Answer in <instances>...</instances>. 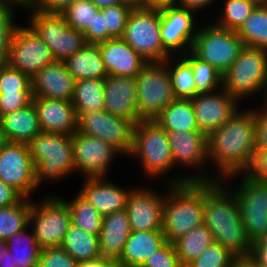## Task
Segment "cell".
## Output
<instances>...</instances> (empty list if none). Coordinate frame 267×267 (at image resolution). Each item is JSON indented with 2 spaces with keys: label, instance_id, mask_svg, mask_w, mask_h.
Listing matches in <instances>:
<instances>
[{
  "label": "cell",
  "instance_id": "cell-1",
  "mask_svg": "<svg viewBox=\"0 0 267 267\" xmlns=\"http://www.w3.org/2000/svg\"><path fill=\"white\" fill-rule=\"evenodd\" d=\"M246 110H238L207 136L208 160L216 166L219 180L229 182L246 173L256 155L255 111Z\"/></svg>",
  "mask_w": 267,
  "mask_h": 267
},
{
  "label": "cell",
  "instance_id": "cell-2",
  "mask_svg": "<svg viewBox=\"0 0 267 267\" xmlns=\"http://www.w3.org/2000/svg\"><path fill=\"white\" fill-rule=\"evenodd\" d=\"M226 184L222 180L204 181L203 224L212 233L214 242L236 257L250 256L252 244L243 225L240 207L236 195Z\"/></svg>",
  "mask_w": 267,
  "mask_h": 267
},
{
  "label": "cell",
  "instance_id": "cell-3",
  "mask_svg": "<svg viewBox=\"0 0 267 267\" xmlns=\"http://www.w3.org/2000/svg\"><path fill=\"white\" fill-rule=\"evenodd\" d=\"M167 187L162 232L166 242L173 243L203 224L204 181L167 184Z\"/></svg>",
  "mask_w": 267,
  "mask_h": 267
},
{
  "label": "cell",
  "instance_id": "cell-4",
  "mask_svg": "<svg viewBox=\"0 0 267 267\" xmlns=\"http://www.w3.org/2000/svg\"><path fill=\"white\" fill-rule=\"evenodd\" d=\"M37 189L43 181L63 180L75 172L72 136L40 132L29 143ZM72 172V173H71Z\"/></svg>",
  "mask_w": 267,
  "mask_h": 267
},
{
  "label": "cell",
  "instance_id": "cell-5",
  "mask_svg": "<svg viewBox=\"0 0 267 267\" xmlns=\"http://www.w3.org/2000/svg\"><path fill=\"white\" fill-rule=\"evenodd\" d=\"M128 156L140 160L143 173L151 180L171 173L174 167L167 132L155 120H141L134 125Z\"/></svg>",
  "mask_w": 267,
  "mask_h": 267
},
{
  "label": "cell",
  "instance_id": "cell-6",
  "mask_svg": "<svg viewBox=\"0 0 267 267\" xmlns=\"http://www.w3.org/2000/svg\"><path fill=\"white\" fill-rule=\"evenodd\" d=\"M222 77V88L239 101L261 94L267 84V50L244 46Z\"/></svg>",
  "mask_w": 267,
  "mask_h": 267
},
{
  "label": "cell",
  "instance_id": "cell-7",
  "mask_svg": "<svg viewBox=\"0 0 267 267\" xmlns=\"http://www.w3.org/2000/svg\"><path fill=\"white\" fill-rule=\"evenodd\" d=\"M160 30V8L134 7L121 38L148 63L164 62L171 55L163 47Z\"/></svg>",
  "mask_w": 267,
  "mask_h": 267
},
{
  "label": "cell",
  "instance_id": "cell-8",
  "mask_svg": "<svg viewBox=\"0 0 267 267\" xmlns=\"http://www.w3.org/2000/svg\"><path fill=\"white\" fill-rule=\"evenodd\" d=\"M135 79L139 117L154 120L175 100L166 60L147 63Z\"/></svg>",
  "mask_w": 267,
  "mask_h": 267
},
{
  "label": "cell",
  "instance_id": "cell-9",
  "mask_svg": "<svg viewBox=\"0 0 267 267\" xmlns=\"http://www.w3.org/2000/svg\"><path fill=\"white\" fill-rule=\"evenodd\" d=\"M71 224V212L63 198L49 194L39 203L32 201L28 227L41 249L60 247Z\"/></svg>",
  "mask_w": 267,
  "mask_h": 267
},
{
  "label": "cell",
  "instance_id": "cell-10",
  "mask_svg": "<svg viewBox=\"0 0 267 267\" xmlns=\"http://www.w3.org/2000/svg\"><path fill=\"white\" fill-rule=\"evenodd\" d=\"M200 26L190 51L223 75L237 59L244 47L243 42L236 31L219 27L213 22Z\"/></svg>",
  "mask_w": 267,
  "mask_h": 267
},
{
  "label": "cell",
  "instance_id": "cell-11",
  "mask_svg": "<svg viewBox=\"0 0 267 267\" xmlns=\"http://www.w3.org/2000/svg\"><path fill=\"white\" fill-rule=\"evenodd\" d=\"M28 12L29 25L49 46L55 61L64 62L86 46L84 34L67 25L61 14L37 10Z\"/></svg>",
  "mask_w": 267,
  "mask_h": 267
},
{
  "label": "cell",
  "instance_id": "cell-12",
  "mask_svg": "<svg viewBox=\"0 0 267 267\" xmlns=\"http://www.w3.org/2000/svg\"><path fill=\"white\" fill-rule=\"evenodd\" d=\"M169 145L171 149L172 158L175 165L179 166V164L185 168H191L199 170L198 173L189 175H177V177H168L166 176L165 181L167 184H181L187 181H216L219 178L216 175H202L200 172L205 167V162H209L208 160V144H207V135L201 131H183L176 132L170 131L167 132ZM204 166V167H203Z\"/></svg>",
  "mask_w": 267,
  "mask_h": 267
},
{
  "label": "cell",
  "instance_id": "cell-13",
  "mask_svg": "<svg viewBox=\"0 0 267 267\" xmlns=\"http://www.w3.org/2000/svg\"><path fill=\"white\" fill-rule=\"evenodd\" d=\"M241 182L232 191L240 207L243 225L250 243L267 239V183L243 173Z\"/></svg>",
  "mask_w": 267,
  "mask_h": 267
},
{
  "label": "cell",
  "instance_id": "cell-14",
  "mask_svg": "<svg viewBox=\"0 0 267 267\" xmlns=\"http://www.w3.org/2000/svg\"><path fill=\"white\" fill-rule=\"evenodd\" d=\"M55 62L49 46L29 25H17L9 47L8 65L31 79L45 66Z\"/></svg>",
  "mask_w": 267,
  "mask_h": 267
},
{
  "label": "cell",
  "instance_id": "cell-15",
  "mask_svg": "<svg viewBox=\"0 0 267 267\" xmlns=\"http://www.w3.org/2000/svg\"><path fill=\"white\" fill-rule=\"evenodd\" d=\"M77 131L112 144L126 157L132 149L134 124L105 110L77 114Z\"/></svg>",
  "mask_w": 267,
  "mask_h": 267
},
{
  "label": "cell",
  "instance_id": "cell-16",
  "mask_svg": "<svg viewBox=\"0 0 267 267\" xmlns=\"http://www.w3.org/2000/svg\"><path fill=\"white\" fill-rule=\"evenodd\" d=\"M0 180L30 199L36 192L35 166L28 144L8 142L0 149Z\"/></svg>",
  "mask_w": 267,
  "mask_h": 267
},
{
  "label": "cell",
  "instance_id": "cell-17",
  "mask_svg": "<svg viewBox=\"0 0 267 267\" xmlns=\"http://www.w3.org/2000/svg\"><path fill=\"white\" fill-rule=\"evenodd\" d=\"M75 171L84 178L107 177L113 159L122 153L112 144L76 131L72 135Z\"/></svg>",
  "mask_w": 267,
  "mask_h": 267
},
{
  "label": "cell",
  "instance_id": "cell-18",
  "mask_svg": "<svg viewBox=\"0 0 267 267\" xmlns=\"http://www.w3.org/2000/svg\"><path fill=\"white\" fill-rule=\"evenodd\" d=\"M194 14L196 15L195 11L176 3L160 8L161 41L170 55L176 51L183 55L191 50L198 30Z\"/></svg>",
  "mask_w": 267,
  "mask_h": 267
},
{
  "label": "cell",
  "instance_id": "cell-19",
  "mask_svg": "<svg viewBox=\"0 0 267 267\" xmlns=\"http://www.w3.org/2000/svg\"><path fill=\"white\" fill-rule=\"evenodd\" d=\"M199 131L207 136L224 125L238 110L239 100L223 88L191 99Z\"/></svg>",
  "mask_w": 267,
  "mask_h": 267
},
{
  "label": "cell",
  "instance_id": "cell-20",
  "mask_svg": "<svg viewBox=\"0 0 267 267\" xmlns=\"http://www.w3.org/2000/svg\"><path fill=\"white\" fill-rule=\"evenodd\" d=\"M164 198L151 187L133 188L126 204L131 231L162 230Z\"/></svg>",
  "mask_w": 267,
  "mask_h": 267
},
{
  "label": "cell",
  "instance_id": "cell-21",
  "mask_svg": "<svg viewBox=\"0 0 267 267\" xmlns=\"http://www.w3.org/2000/svg\"><path fill=\"white\" fill-rule=\"evenodd\" d=\"M104 110L136 125L141 121L137 107L136 79L108 75L104 79Z\"/></svg>",
  "mask_w": 267,
  "mask_h": 267
},
{
  "label": "cell",
  "instance_id": "cell-22",
  "mask_svg": "<svg viewBox=\"0 0 267 267\" xmlns=\"http://www.w3.org/2000/svg\"><path fill=\"white\" fill-rule=\"evenodd\" d=\"M41 132L72 136L77 131L78 116L71 101L33 97Z\"/></svg>",
  "mask_w": 267,
  "mask_h": 267
},
{
  "label": "cell",
  "instance_id": "cell-23",
  "mask_svg": "<svg viewBox=\"0 0 267 267\" xmlns=\"http://www.w3.org/2000/svg\"><path fill=\"white\" fill-rule=\"evenodd\" d=\"M75 81L65 63L55 61L43 67L32 78V95L33 97L72 101Z\"/></svg>",
  "mask_w": 267,
  "mask_h": 267
},
{
  "label": "cell",
  "instance_id": "cell-24",
  "mask_svg": "<svg viewBox=\"0 0 267 267\" xmlns=\"http://www.w3.org/2000/svg\"><path fill=\"white\" fill-rule=\"evenodd\" d=\"M98 45L108 75L135 78L148 63L122 38L109 39Z\"/></svg>",
  "mask_w": 267,
  "mask_h": 267
},
{
  "label": "cell",
  "instance_id": "cell-25",
  "mask_svg": "<svg viewBox=\"0 0 267 267\" xmlns=\"http://www.w3.org/2000/svg\"><path fill=\"white\" fill-rule=\"evenodd\" d=\"M84 185L79 194L84 197L96 210L106 216L120 210H126L127 198L131 188H122L105 177L84 178Z\"/></svg>",
  "mask_w": 267,
  "mask_h": 267
},
{
  "label": "cell",
  "instance_id": "cell-26",
  "mask_svg": "<svg viewBox=\"0 0 267 267\" xmlns=\"http://www.w3.org/2000/svg\"><path fill=\"white\" fill-rule=\"evenodd\" d=\"M131 234L126 210L110 213L102 218L99 246L101 256L117 259Z\"/></svg>",
  "mask_w": 267,
  "mask_h": 267
},
{
  "label": "cell",
  "instance_id": "cell-27",
  "mask_svg": "<svg viewBox=\"0 0 267 267\" xmlns=\"http://www.w3.org/2000/svg\"><path fill=\"white\" fill-rule=\"evenodd\" d=\"M165 243L162 230L131 231L117 260L124 267H141Z\"/></svg>",
  "mask_w": 267,
  "mask_h": 267
},
{
  "label": "cell",
  "instance_id": "cell-28",
  "mask_svg": "<svg viewBox=\"0 0 267 267\" xmlns=\"http://www.w3.org/2000/svg\"><path fill=\"white\" fill-rule=\"evenodd\" d=\"M8 142L28 144L41 132L34 103L0 118Z\"/></svg>",
  "mask_w": 267,
  "mask_h": 267
},
{
  "label": "cell",
  "instance_id": "cell-29",
  "mask_svg": "<svg viewBox=\"0 0 267 267\" xmlns=\"http://www.w3.org/2000/svg\"><path fill=\"white\" fill-rule=\"evenodd\" d=\"M64 63L76 81L105 79L108 76L98 44H86L79 52L67 58Z\"/></svg>",
  "mask_w": 267,
  "mask_h": 267
},
{
  "label": "cell",
  "instance_id": "cell-30",
  "mask_svg": "<svg viewBox=\"0 0 267 267\" xmlns=\"http://www.w3.org/2000/svg\"><path fill=\"white\" fill-rule=\"evenodd\" d=\"M154 120L166 132L199 131L191 100H173Z\"/></svg>",
  "mask_w": 267,
  "mask_h": 267
},
{
  "label": "cell",
  "instance_id": "cell-31",
  "mask_svg": "<svg viewBox=\"0 0 267 267\" xmlns=\"http://www.w3.org/2000/svg\"><path fill=\"white\" fill-rule=\"evenodd\" d=\"M60 247L69 253L77 263L101 257L98 235L90 234L73 224L64 235Z\"/></svg>",
  "mask_w": 267,
  "mask_h": 267
},
{
  "label": "cell",
  "instance_id": "cell-32",
  "mask_svg": "<svg viewBox=\"0 0 267 267\" xmlns=\"http://www.w3.org/2000/svg\"><path fill=\"white\" fill-rule=\"evenodd\" d=\"M24 230L15 233L6 240L7 249L12 254L15 267H38L41 248L32 231Z\"/></svg>",
  "mask_w": 267,
  "mask_h": 267
},
{
  "label": "cell",
  "instance_id": "cell-33",
  "mask_svg": "<svg viewBox=\"0 0 267 267\" xmlns=\"http://www.w3.org/2000/svg\"><path fill=\"white\" fill-rule=\"evenodd\" d=\"M71 102L77 114L104 110V79L75 81Z\"/></svg>",
  "mask_w": 267,
  "mask_h": 267
},
{
  "label": "cell",
  "instance_id": "cell-34",
  "mask_svg": "<svg viewBox=\"0 0 267 267\" xmlns=\"http://www.w3.org/2000/svg\"><path fill=\"white\" fill-rule=\"evenodd\" d=\"M174 57L179 56L174 54L166 59L174 97L175 99L191 100L196 96V84L191 64L183 55L177 60H173Z\"/></svg>",
  "mask_w": 267,
  "mask_h": 267
},
{
  "label": "cell",
  "instance_id": "cell-35",
  "mask_svg": "<svg viewBox=\"0 0 267 267\" xmlns=\"http://www.w3.org/2000/svg\"><path fill=\"white\" fill-rule=\"evenodd\" d=\"M213 241L212 233L202 224L177 239L173 245L181 264L186 267L191 261L199 257Z\"/></svg>",
  "mask_w": 267,
  "mask_h": 267
},
{
  "label": "cell",
  "instance_id": "cell-36",
  "mask_svg": "<svg viewBox=\"0 0 267 267\" xmlns=\"http://www.w3.org/2000/svg\"><path fill=\"white\" fill-rule=\"evenodd\" d=\"M237 34L244 46L267 50V6H256Z\"/></svg>",
  "mask_w": 267,
  "mask_h": 267
},
{
  "label": "cell",
  "instance_id": "cell-37",
  "mask_svg": "<svg viewBox=\"0 0 267 267\" xmlns=\"http://www.w3.org/2000/svg\"><path fill=\"white\" fill-rule=\"evenodd\" d=\"M70 212L71 222L74 226L82 228L84 231L99 236L102 226L103 216L79 193L73 200H63Z\"/></svg>",
  "mask_w": 267,
  "mask_h": 267
},
{
  "label": "cell",
  "instance_id": "cell-38",
  "mask_svg": "<svg viewBox=\"0 0 267 267\" xmlns=\"http://www.w3.org/2000/svg\"><path fill=\"white\" fill-rule=\"evenodd\" d=\"M31 208L32 201L28 198L15 205L0 207V239L7 240L28 227Z\"/></svg>",
  "mask_w": 267,
  "mask_h": 267
},
{
  "label": "cell",
  "instance_id": "cell-39",
  "mask_svg": "<svg viewBox=\"0 0 267 267\" xmlns=\"http://www.w3.org/2000/svg\"><path fill=\"white\" fill-rule=\"evenodd\" d=\"M183 56L191 64L196 84V95L213 92L222 87V74L214 66L199 59L191 51L183 54Z\"/></svg>",
  "mask_w": 267,
  "mask_h": 267
},
{
  "label": "cell",
  "instance_id": "cell-40",
  "mask_svg": "<svg viewBox=\"0 0 267 267\" xmlns=\"http://www.w3.org/2000/svg\"><path fill=\"white\" fill-rule=\"evenodd\" d=\"M255 7L248 0H225L222 13L219 12L221 17L214 24L237 32Z\"/></svg>",
  "mask_w": 267,
  "mask_h": 267
},
{
  "label": "cell",
  "instance_id": "cell-41",
  "mask_svg": "<svg viewBox=\"0 0 267 267\" xmlns=\"http://www.w3.org/2000/svg\"><path fill=\"white\" fill-rule=\"evenodd\" d=\"M100 9L91 0H75L71 5L63 10L61 15L67 25L77 31L83 32Z\"/></svg>",
  "mask_w": 267,
  "mask_h": 267
},
{
  "label": "cell",
  "instance_id": "cell-42",
  "mask_svg": "<svg viewBox=\"0 0 267 267\" xmlns=\"http://www.w3.org/2000/svg\"><path fill=\"white\" fill-rule=\"evenodd\" d=\"M134 7L132 2L126 0L122 4L100 9L105 17V27L112 38L123 36L128 16Z\"/></svg>",
  "mask_w": 267,
  "mask_h": 267
},
{
  "label": "cell",
  "instance_id": "cell-43",
  "mask_svg": "<svg viewBox=\"0 0 267 267\" xmlns=\"http://www.w3.org/2000/svg\"><path fill=\"white\" fill-rule=\"evenodd\" d=\"M236 256L217 242H212L186 267H230Z\"/></svg>",
  "mask_w": 267,
  "mask_h": 267
},
{
  "label": "cell",
  "instance_id": "cell-44",
  "mask_svg": "<svg viewBox=\"0 0 267 267\" xmlns=\"http://www.w3.org/2000/svg\"><path fill=\"white\" fill-rule=\"evenodd\" d=\"M15 10L12 6L0 4V67L8 63L11 39L18 25L14 21Z\"/></svg>",
  "mask_w": 267,
  "mask_h": 267
},
{
  "label": "cell",
  "instance_id": "cell-45",
  "mask_svg": "<svg viewBox=\"0 0 267 267\" xmlns=\"http://www.w3.org/2000/svg\"><path fill=\"white\" fill-rule=\"evenodd\" d=\"M32 91V79L8 64L0 67V92Z\"/></svg>",
  "mask_w": 267,
  "mask_h": 267
},
{
  "label": "cell",
  "instance_id": "cell-46",
  "mask_svg": "<svg viewBox=\"0 0 267 267\" xmlns=\"http://www.w3.org/2000/svg\"><path fill=\"white\" fill-rule=\"evenodd\" d=\"M38 267H77L75 259L61 247L41 249Z\"/></svg>",
  "mask_w": 267,
  "mask_h": 267
},
{
  "label": "cell",
  "instance_id": "cell-47",
  "mask_svg": "<svg viewBox=\"0 0 267 267\" xmlns=\"http://www.w3.org/2000/svg\"><path fill=\"white\" fill-rule=\"evenodd\" d=\"M32 91L0 92V118L32 103Z\"/></svg>",
  "mask_w": 267,
  "mask_h": 267
},
{
  "label": "cell",
  "instance_id": "cell-48",
  "mask_svg": "<svg viewBox=\"0 0 267 267\" xmlns=\"http://www.w3.org/2000/svg\"><path fill=\"white\" fill-rule=\"evenodd\" d=\"M141 267H184L176 254L173 243L166 242Z\"/></svg>",
  "mask_w": 267,
  "mask_h": 267
},
{
  "label": "cell",
  "instance_id": "cell-49",
  "mask_svg": "<svg viewBox=\"0 0 267 267\" xmlns=\"http://www.w3.org/2000/svg\"><path fill=\"white\" fill-rule=\"evenodd\" d=\"M82 33L87 44H98L113 39L105 27V17L101 10L94 15L91 25H88Z\"/></svg>",
  "mask_w": 267,
  "mask_h": 267
},
{
  "label": "cell",
  "instance_id": "cell-50",
  "mask_svg": "<svg viewBox=\"0 0 267 267\" xmlns=\"http://www.w3.org/2000/svg\"><path fill=\"white\" fill-rule=\"evenodd\" d=\"M256 109L253 110L255 111L257 151H267V110Z\"/></svg>",
  "mask_w": 267,
  "mask_h": 267
},
{
  "label": "cell",
  "instance_id": "cell-51",
  "mask_svg": "<svg viewBox=\"0 0 267 267\" xmlns=\"http://www.w3.org/2000/svg\"><path fill=\"white\" fill-rule=\"evenodd\" d=\"M253 179L267 183V151H257L251 167L246 172Z\"/></svg>",
  "mask_w": 267,
  "mask_h": 267
},
{
  "label": "cell",
  "instance_id": "cell-52",
  "mask_svg": "<svg viewBox=\"0 0 267 267\" xmlns=\"http://www.w3.org/2000/svg\"><path fill=\"white\" fill-rule=\"evenodd\" d=\"M75 0H35L33 10L45 13H59L71 5Z\"/></svg>",
  "mask_w": 267,
  "mask_h": 267
},
{
  "label": "cell",
  "instance_id": "cell-53",
  "mask_svg": "<svg viewBox=\"0 0 267 267\" xmlns=\"http://www.w3.org/2000/svg\"><path fill=\"white\" fill-rule=\"evenodd\" d=\"M23 198L18 191L0 180V207L15 205Z\"/></svg>",
  "mask_w": 267,
  "mask_h": 267
},
{
  "label": "cell",
  "instance_id": "cell-54",
  "mask_svg": "<svg viewBox=\"0 0 267 267\" xmlns=\"http://www.w3.org/2000/svg\"><path fill=\"white\" fill-rule=\"evenodd\" d=\"M250 256L258 265L267 266V239L254 243Z\"/></svg>",
  "mask_w": 267,
  "mask_h": 267
},
{
  "label": "cell",
  "instance_id": "cell-55",
  "mask_svg": "<svg viewBox=\"0 0 267 267\" xmlns=\"http://www.w3.org/2000/svg\"><path fill=\"white\" fill-rule=\"evenodd\" d=\"M77 267H124L117 259L101 256L98 259L78 262Z\"/></svg>",
  "mask_w": 267,
  "mask_h": 267
},
{
  "label": "cell",
  "instance_id": "cell-56",
  "mask_svg": "<svg viewBox=\"0 0 267 267\" xmlns=\"http://www.w3.org/2000/svg\"><path fill=\"white\" fill-rule=\"evenodd\" d=\"M216 0H176V4L193 10L195 12H200L201 10H203V8L205 9L208 5H211L212 3H214Z\"/></svg>",
  "mask_w": 267,
  "mask_h": 267
},
{
  "label": "cell",
  "instance_id": "cell-57",
  "mask_svg": "<svg viewBox=\"0 0 267 267\" xmlns=\"http://www.w3.org/2000/svg\"><path fill=\"white\" fill-rule=\"evenodd\" d=\"M0 4L9 5L16 9L23 8V11H30L34 9L35 0H0Z\"/></svg>",
  "mask_w": 267,
  "mask_h": 267
},
{
  "label": "cell",
  "instance_id": "cell-58",
  "mask_svg": "<svg viewBox=\"0 0 267 267\" xmlns=\"http://www.w3.org/2000/svg\"><path fill=\"white\" fill-rule=\"evenodd\" d=\"M175 2L176 0H138V8H162Z\"/></svg>",
  "mask_w": 267,
  "mask_h": 267
},
{
  "label": "cell",
  "instance_id": "cell-59",
  "mask_svg": "<svg viewBox=\"0 0 267 267\" xmlns=\"http://www.w3.org/2000/svg\"><path fill=\"white\" fill-rule=\"evenodd\" d=\"M230 267H259V265L251 256H239L233 259Z\"/></svg>",
  "mask_w": 267,
  "mask_h": 267
},
{
  "label": "cell",
  "instance_id": "cell-60",
  "mask_svg": "<svg viewBox=\"0 0 267 267\" xmlns=\"http://www.w3.org/2000/svg\"><path fill=\"white\" fill-rule=\"evenodd\" d=\"M125 1L126 0H91V2L99 9L117 4H122Z\"/></svg>",
  "mask_w": 267,
  "mask_h": 267
},
{
  "label": "cell",
  "instance_id": "cell-61",
  "mask_svg": "<svg viewBox=\"0 0 267 267\" xmlns=\"http://www.w3.org/2000/svg\"><path fill=\"white\" fill-rule=\"evenodd\" d=\"M0 267H15L13 266L12 254L7 249L6 253L2 255L0 259Z\"/></svg>",
  "mask_w": 267,
  "mask_h": 267
},
{
  "label": "cell",
  "instance_id": "cell-62",
  "mask_svg": "<svg viewBox=\"0 0 267 267\" xmlns=\"http://www.w3.org/2000/svg\"><path fill=\"white\" fill-rule=\"evenodd\" d=\"M8 143L6 135L3 131L2 125L0 123V149Z\"/></svg>",
  "mask_w": 267,
  "mask_h": 267
},
{
  "label": "cell",
  "instance_id": "cell-63",
  "mask_svg": "<svg viewBox=\"0 0 267 267\" xmlns=\"http://www.w3.org/2000/svg\"><path fill=\"white\" fill-rule=\"evenodd\" d=\"M6 250H7L6 240L0 239V259L2 258V255L6 253Z\"/></svg>",
  "mask_w": 267,
  "mask_h": 267
},
{
  "label": "cell",
  "instance_id": "cell-64",
  "mask_svg": "<svg viewBox=\"0 0 267 267\" xmlns=\"http://www.w3.org/2000/svg\"><path fill=\"white\" fill-rule=\"evenodd\" d=\"M256 6H267V0H248Z\"/></svg>",
  "mask_w": 267,
  "mask_h": 267
},
{
  "label": "cell",
  "instance_id": "cell-65",
  "mask_svg": "<svg viewBox=\"0 0 267 267\" xmlns=\"http://www.w3.org/2000/svg\"><path fill=\"white\" fill-rule=\"evenodd\" d=\"M264 91L265 92H263V94L265 95V97L263 99V101H264L263 104H265V105L261 106L260 108L267 110V84L264 88Z\"/></svg>",
  "mask_w": 267,
  "mask_h": 267
},
{
  "label": "cell",
  "instance_id": "cell-66",
  "mask_svg": "<svg viewBox=\"0 0 267 267\" xmlns=\"http://www.w3.org/2000/svg\"><path fill=\"white\" fill-rule=\"evenodd\" d=\"M127 1L132 2V3L134 4V6H135L136 8H138V0H127Z\"/></svg>",
  "mask_w": 267,
  "mask_h": 267
}]
</instances>
